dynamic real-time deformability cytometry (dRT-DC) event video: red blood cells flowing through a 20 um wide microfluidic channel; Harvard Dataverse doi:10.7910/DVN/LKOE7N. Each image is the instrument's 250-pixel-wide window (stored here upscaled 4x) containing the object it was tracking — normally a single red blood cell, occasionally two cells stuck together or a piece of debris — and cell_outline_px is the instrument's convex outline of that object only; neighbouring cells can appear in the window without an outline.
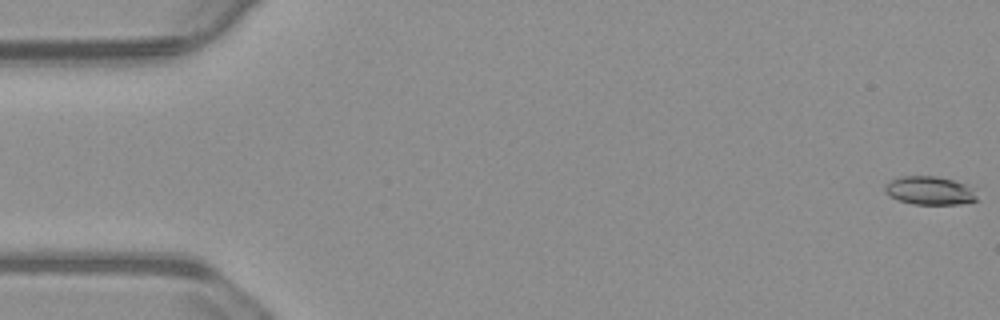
{"species": "common noctule bat (a hibernating species)", "species_latin": "Nyctalus noctula", "temperature_condition": "warm", "stored_images_in_passage": 56, "camera_frame_rate_fps": 3000, "um_per_image_px": 0.085, "animal": {"sex": "male", "body_mass_g": 23.1, "forearm_length_mm": 52.7}, "frame": {"image": 1, "passage_image": 1, "time_ms": 0.0, "image_size_px": [1000, 320], "cell_outline_px": [[980, 200], [960, 204], [912, 204], [900, 200], [884, 192], [884, 184], [892, 180], [904, 176], [936, 176], [968, 184], [972, 188]], "centroid_in_image_um": [79.06, 16.2], "position_along_channel_um": 5.9, "area_um2": 15.26}}
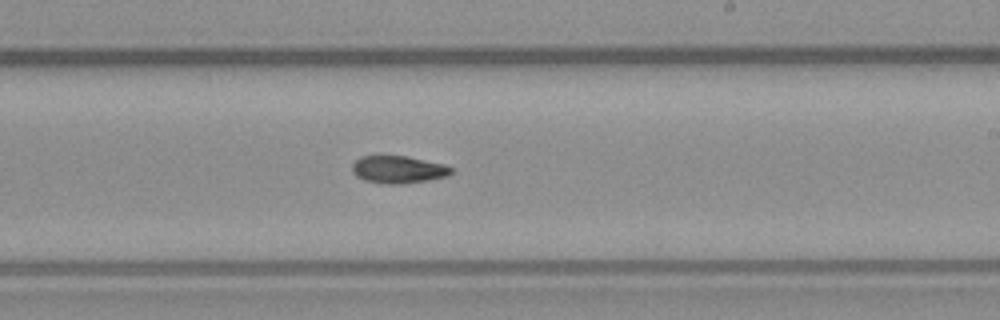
{"frame": {"image": 2, "passage_image": 33, "time_ms": 10.667, "image_size_px": [1000, 320], "cell_outline_px": [[452, 172], [448, 176], [428, 180], [400, 184], [384, 184], [364, 180], [356, 176], [352, 172], [352, 164], [360, 156], [408, 156], [444, 164], [452, 168]], "centroid_in_image_um": [33.84, 14.41], "position_along_channel_um": 255.2, "area_um2": 15.9}}
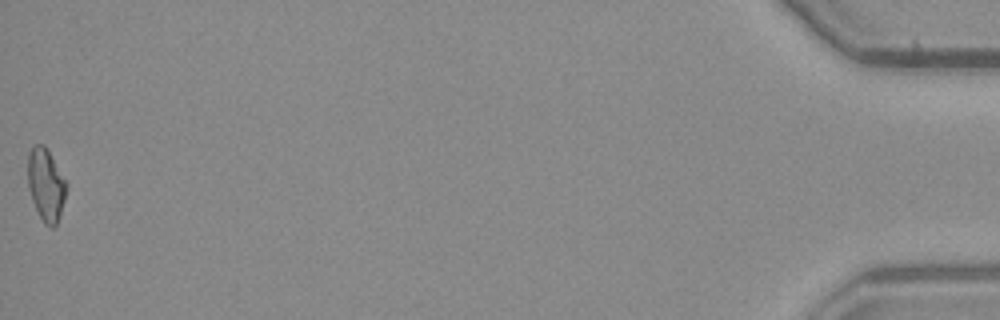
{"frame": {"image": 3, "passage_image": 56, "time_ms": 18.333, "image_size_px": [1000, 320], "cell_outline_px": [[68, 188], [56, 224], [52, 228], [44, 224], [32, 200], [28, 188], [28, 152], [32, 144], [44, 144], [48, 148], [68, 184]], "centroid_in_image_um": [3.9, 15.64], "position_along_channel_um": 431.3, "area_um2": 16.47}}